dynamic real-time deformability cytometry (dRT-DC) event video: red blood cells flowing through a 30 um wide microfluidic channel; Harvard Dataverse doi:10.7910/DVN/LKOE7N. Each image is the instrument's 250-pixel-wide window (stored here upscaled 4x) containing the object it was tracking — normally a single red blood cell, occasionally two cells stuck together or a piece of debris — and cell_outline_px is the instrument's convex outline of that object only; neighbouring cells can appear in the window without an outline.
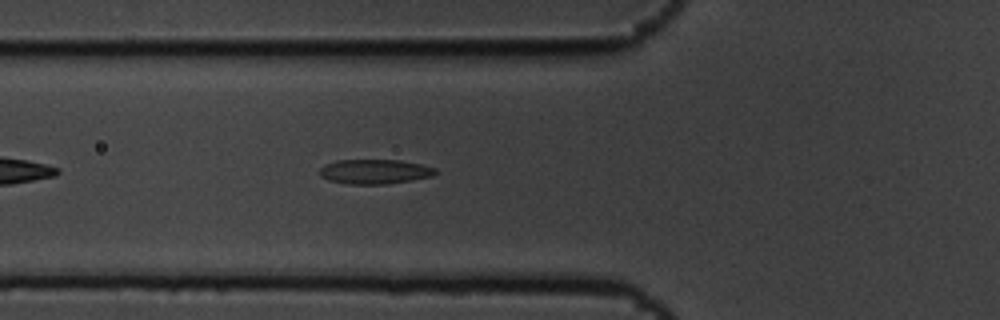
{"species": "common noctule bat (a hibernating species)", "species_latin": "Nyctalus noctula", "temperature_condition": "cold", "stored_images_in_passage": 5, "camera_frame_rate_fps": 3000, "um_per_image_px": 0.085, "animal": {"sex": "male", "body_mass_g": 19.5, "forearm_length_mm": 54.6}, "frame": {"image": 1, "passage_image": 5, "time_ms": 1.333, "image_size_px": [1000, 320], "cell_outline_px": [[440, 172], [432, 176], [412, 180], [388, 184], [348, 184], [328, 180], [320, 176], [320, 168], [324, 164], [336, 160], [400, 160], [420, 164], [436, 168]], "centroid_in_image_um": [31.86, 14.58], "position_along_channel_um": 93.9, "area_um2": 16.76}}